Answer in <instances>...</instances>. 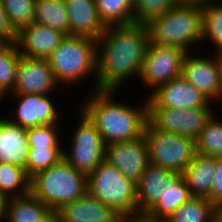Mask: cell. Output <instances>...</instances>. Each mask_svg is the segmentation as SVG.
<instances>
[{
  "label": "cell",
  "mask_w": 222,
  "mask_h": 222,
  "mask_svg": "<svg viewBox=\"0 0 222 222\" xmlns=\"http://www.w3.org/2000/svg\"><path fill=\"white\" fill-rule=\"evenodd\" d=\"M216 59L219 67L220 98H222V53L216 54Z\"/></svg>",
  "instance_id": "ab89813d"
},
{
  "label": "cell",
  "mask_w": 222,
  "mask_h": 222,
  "mask_svg": "<svg viewBox=\"0 0 222 222\" xmlns=\"http://www.w3.org/2000/svg\"><path fill=\"white\" fill-rule=\"evenodd\" d=\"M36 222H60L59 214L57 210L49 209L43 216Z\"/></svg>",
  "instance_id": "74e56055"
},
{
  "label": "cell",
  "mask_w": 222,
  "mask_h": 222,
  "mask_svg": "<svg viewBox=\"0 0 222 222\" xmlns=\"http://www.w3.org/2000/svg\"><path fill=\"white\" fill-rule=\"evenodd\" d=\"M215 205L204 197H192L163 222H212Z\"/></svg>",
  "instance_id": "d4e9b609"
},
{
  "label": "cell",
  "mask_w": 222,
  "mask_h": 222,
  "mask_svg": "<svg viewBox=\"0 0 222 222\" xmlns=\"http://www.w3.org/2000/svg\"><path fill=\"white\" fill-rule=\"evenodd\" d=\"M62 148L29 149L25 171L29 178L44 171L63 158Z\"/></svg>",
  "instance_id": "1f68e13d"
},
{
  "label": "cell",
  "mask_w": 222,
  "mask_h": 222,
  "mask_svg": "<svg viewBox=\"0 0 222 222\" xmlns=\"http://www.w3.org/2000/svg\"><path fill=\"white\" fill-rule=\"evenodd\" d=\"M144 137L150 163L172 172L182 174L195 154V142L191 138L158 130L149 121Z\"/></svg>",
  "instance_id": "52a82bcc"
},
{
  "label": "cell",
  "mask_w": 222,
  "mask_h": 222,
  "mask_svg": "<svg viewBox=\"0 0 222 222\" xmlns=\"http://www.w3.org/2000/svg\"><path fill=\"white\" fill-rule=\"evenodd\" d=\"M186 53L181 48L149 43L139 75L141 80L150 88L152 86L154 91L158 86L181 76Z\"/></svg>",
  "instance_id": "30bf717a"
},
{
  "label": "cell",
  "mask_w": 222,
  "mask_h": 222,
  "mask_svg": "<svg viewBox=\"0 0 222 222\" xmlns=\"http://www.w3.org/2000/svg\"><path fill=\"white\" fill-rule=\"evenodd\" d=\"M8 21L17 33L34 21L35 0H0Z\"/></svg>",
  "instance_id": "4dcf8cb0"
},
{
  "label": "cell",
  "mask_w": 222,
  "mask_h": 222,
  "mask_svg": "<svg viewBox=\"0 0 222 222\" xmlns=\"http://www.w3.org/2000/svg\"><path fill=\"white\" fill-rule=\"evenodd\" d=\"M190 198L192 196L183 174L172 172L167 177L164 196L147 213L154 220L163 222Z\"/></svg>",
  "instance_id": "7402d4cb"
},
{
  "label": "cell",
  "mask_w": 222,
  "mask_h": 222,
  "mask_svg": "<svg viewBox=\"0 0 222 222\" xmlns=\"http://www.w3.org/2000/svg\"><path fill=\"white\" fill-rule=\"evenodd\" d=\"M213 115L210 107L190 109L148 108V121L158 130L180 134L195 141Z\"/></svg>",
  "instance_id": "9c48e42d"
},
{
  "label": "cell",
  "mask_w": 222,
  "mask_h": 222,
  "mask_svg": "<svg viewBox=\"0 0 222 222\" xmlns=\"http://www.w3.org/2000/svg\"><path fill=\"white\" fill-rule=\"evenodd\" d=\"M69 15V35L98 40L106 26L100 20L95 0H65Z\"/></svg>",
  "instance_id": "ac0fdd59"
},
{
  "label": "cell",
  "mask_w": 222,
  "mask_h": 222,
  "mask_svg": "<svg viewBox=\"0 0 222 222\" xmlns=\"http://www.w3.org/2000/svg\"><path fill=\"white\" fill-rule=\"evenodd\" d=\"M34 22L69 35V15L65 0H35Z\"/></svg>",
  "instance_id": "603a6c76"
},
{
  "label": "cell",
  "mask_w": 222,
  "mask_h": 222,
  "mask_svg": "<svg viewBox=\"0 0 222 222\" xmlns=\"http://www.w3.org/2000/svg\"><path fill=\"white\" fill-rule=\"evenodd\" d=\"M57 124H46L27 129L29 149L37 148H61L59 137L56 134Z\"/></svg>",
  "instance_id": "836d02e7"
},
{
  "label": "cell",
  "mask_w": 222,
  "mask_h": 222,
  "mask_svg": "<svg viewBox=\"0 0 222 222\" xmlns=\"http://www.w3.org/2000/svg\"><path fill=\"white\" fill-rule=\"evenodd\" d=\"M29 153L27 129L0 118V163L26 168Z\"/></svg>",
  "instance_id": "d6986e66"
},
{
  "label": "cell",
  "mask_w": 222,
  "mask_h": 222,
  "mask_svg": "<svg viewBox=\"0 0 222 222\" xmlns=\"http://www.w3.org/2000/svg\"><path fill=\"white\" fill-rule=\"evenodd\" d=\"M87 192L120 215L138 212L137 184L106 160L87 176Z\"/></svg>",
  "instance_id": "8992f818"
},
{
  "label": "cell",
  "mask_w": 222,
  "mask_h": 222,
  "mask_svg": "<svg viewBox=\"0 0 222 222\" xmlns=\"http://www.w3.org/2000/svg\"><path fill=\"white\" fill-rule=\"evenodd\" d=\"M215 216L222 221V200L215 205Z\"/></svg>",
  "instance_id": "60d3db41"
},
{
  "label": "cell",
  "mask_w": 222,
  "mask_h": 222,
  "mask_svg": "<svg viewBox=\"0 0 222 222\" xmlns=\"http://www.w3.org/2000/svg\"><path fill=\"white\" fill-rule=\"evenodd\" d=\"M210 0H178L179 3H201L207 2Z\"/></svg>",
  "instance_id": "b9f144b4"
},
{
  "label": "cell",
  "mask_w": 222,
  "mask_h": 222,
  "mask_svg": "<svg viewBox=\"0 0 222 222\" xmlns=\"http://www.w3.org/2000/svg\"><path fill=\"white\" fill-rule=\"evenodd\" d=\"M81 114L82 120L72 138V152L63 151V158L88 176L105 160V144L95 125Z\"/></svg>",
  "instance_id": "ba28073f"
},
{
  "label": "cell",
  "mask_w": 222,
  "mask_h": 222,
  "mask_svg": "<svg viewBox=\"0 0 222 222\" xmlns=\"http://www.w3.org/2000/svg\"><path fill=\"white\" fill-rule=\"evenodd\" d=\"M49 208L31 193L8 198L6 217L8 222H36Z\"/></svg>",
  "instance_id": "cb8c5ba5"
},
{
  "label": "cell",
  "mask_w": 222,
  "mask_h": 222,
  "mask_svg": "<svg viewBox=\"0 0 222 222\" xmlns=\"http://www.w3.org/2000/svg\"><path fill=\"white\" fill-rule=\"evenodd\" d=\"M178 3V0H134V23L146 24Z\"/></svg>",
  "instance_id": "d6a6232c"
},
{
  "label": "cell",
  "mask_w": 222,
  "mask_h": 222,
  "mask_svg": "<svg viewBox=\"0 0 222 222\" xmlns=\"http://www.w3.org/2000/svg\"><path fill=\"white\" fill-rule=\"evenodd\" d=\"M212 222H222V221H220V220L215 216Z\"/></svg>",
  "instance_id": "7bdbcfd3"
},
{
  "label": "cell",
  "mask_w": 222,
  "mask_h": 222,
  "mask_svg": "<svg viewBox=\"0 0 222 222\" xmlns=\"http://www.w3.org/2000/svg\"><path fill=\"white\" fill-rule=\"evenodd\" d=\"M189 52L182 62L181 76L210 101L220 99L219 67L217 59L190 57Z\"/></svg>",
  "instance_id": "9a60e30c"
},
{
  "label": "cell",
  "mask_w": 222,
  "mask_h": 222,
  "mask_svg": "<svg viewBox=\"0 0 222 222\" xmlns=\"http://www.w3.org/2000/svg\"><path fill=\"white\" fill-rule=\"evenodd\" d=\"M195 142V152L208 156H222V122L214 114L206 122Z\"/></svg>",
  "instance_id": "f1b7e54d"
},
{
  "label": "cell",
  "mask_w": 222,
  "mask_h": 222,
  "mask_svg": "<svg viewBox=\"0 0 222 222\" xmlns=\"http://www.w3.org/2000/svg\"><path fill=\"white\" fill-rule=\"evenodd\" d=\"M65 36L63 32L33 21L16 33L15 43L21 56L47 59Z\"/></svg>",
  "instance_id": "5bb4252c"
},
{
  "label": "cell",
  "mask_w": 222,
  "mask_h": 222,
  "mask_svg": "<svg viewBox=\"0 0 222 222\" xmlns=\"http://www.w3.org/2000/svg\"><path fill=\"white\" fill-rule=\"evenodd\" d=\"M115 91L95 90L90 100L81 108L95 125L105 145L124 142L144 136L148 122V99L141 108L113 102Z\"/></svg>",
  "instance_id": "7a4b0ae2"
},
{
  "label": "cell",
  "mask_w": 222,
  "mask_h": 222,
  "mask_svg": "<svg viewBox=\"0 0 222 222\" xmlns=\"http://www.w3.org/2000/svg\"><path fill=\"white\" fill-rule=\"evenodd\" d=\"M87 192V176L62 158L30 178V193L51 210L79 199Z\"/></svg>",
  "instance_id": "277c9868"
},
{
  "label": "cell",
  "mask_w": 222,
  "mask_h": 222,
  "mask_svg": "<svg viewBox=\"0 0 222 222\" xmlns=\"http://www.w3.org/2000/svg\"><path fill=\"white\" fill-rule=\"evenodd\" d=\"M57 84L47 59L20 56L13 94H49Z\"/></svg>",
  "instance_id": "4fadbf2b"
},
{
  "label": "cell",
  "mask_w": 222,
  "mask_h": 222,
  "mask_svg": "<svg viewBox=\"0 0 222 222\" xmlns=\"http://www.w3.org/2000/svg\"><path fill=\"white\" fill-rule=\"evenodd\" d=\"M20 56L15 42H0V97L14 89Z\"/></svg>",
  "instance_id": "4316f807"
},
{
  "label": "cell",
  "mask_w": 222,
  "mask_h": 222,
  "mask_svg": "<svg viewBox=\"0 0 222 222\" xmlns=\"http://www.w3.org/2000/svg\"><path fill=\"white\" fill-rule=\"evenodd\" d=\"M105 160L137 184L150 163L145 137L105 145Z\"/></svg>",
  "instance_id": "8fae6325"
},
{
  "label": "cell",
  "mask_w": 222,
  "mask_h": 222,
  "mask_svg": "<svg viewBox=\"0 0 222 222\" xmlns=\"http://www.w3.org/2000/svg\"><path fill=\"white\" fill-rule=\"evenodd\" d=\"M149 43L146 24L107 26L97 40L94 90L115 91L125 79L139 76Z\"/></svg>",
  "instance_id": "6da1fadb"
},
{
  "label": "cell",
  "mask_w": 222,
  "mask_h": 222,
  "mask_svg": "<svg viewBox=\"0 0 222 222\" xmlns=\"http://www.w3.org/2000/svg\"><path fill=\"white\" fill-rule=\"evenodd\" d=\"M16 32L11 27L0 1V42H15Z\"/></svg>",
  "instance_id": "d590c367"
},
{
  "label": "cell",
  "mask_w": 222,
  "mask_h": 222,
  "mask_svg": "<svg viewBox=\"0 0 222 222\" xmlns=\"http://www.w3.org/2000/svg\"><path fill=\"white\" fill-rule=\"evenodd\" d=\"M100 20L107 26L134 23V0H95Z\"/></svg>",
  "instance_id": "484cf974"
},
{
  "label": "cell",
  "mask_w": 222,
  "mask_h": 222,
  "mask_svg": "<svg viewBox=\"0 0 222 222\" xmlns=\"http://www.w3.org/2000/svg\"><path fill=\"white\" fill-rule=\"evenodd\" d=\"M21 98L16 110V120L10 119L22 128H34L56 124L57 111L47 94H15Z\"/></svg>",
  "instance_id": "2e32d148"
},
{
  "label": "cell",
  "mask_w": 222,
  "mask_h": 222,
  "mask_svg": "<svg viewBox=\"0 0 222 222\" xmlns=\"http://www.w3.org/2000/svg\"><path fill=\"white\" fill-rule=\"evenodd\" d=\"M192 197H204L211 201V189L215 175V157L195 152L191 163L182 173Z\"/></svg>",
  "instance_id": "44dd1931"
},
{
  "label": "cell",
  "mask_w": 222,
  "mask_h": 222,
  "mask_svg": "<svg viewBox=\"0 0 222 222\" xmlns=\"http://www.w3.org/2000/svg\"><path fill=\"white\" fill-rule=\"evenodd\" d=\"M210 100L182 76L158 86L148 97V108L209 107Z\"/></svg>",
  "instance_id": "7c38bea8"
},
{
  "label": "cell",
  "mask_w": 222,
  "mask_h": 222,
  "mask_svg": "<svg viewBox=\"0 0 222 222\" xmlns=\"http://www.w3.org/2000/svg\"><path fill=\"white\" fill-rule=\"evenodd\" d=\"M171 170L149 163L137 183L138 212L147 213L165 194Z\"/></svg>",
  "instance_id": "ffe728a7"
},
{
  "label": "cell",
  "mask_w": 222,
  "mask_h": 222,
  "mask_svg": "<svg viewBox=\"0 0 222 222\" xmlns=\"http://www.w3.org/2000/svg\"><path fill=\"white\" fill-rule=\"evenodd\" d=\"M47 60L58 83L73 85L89 73L96 76L97 40L66 35Z\"/></svg>",
  "instance_id": "5b68a950"
},
{
  "label": "cell",
  "mask_w": 222,
  "mask_h": 222,
  "mask_svg": "<svg viewBox=\"0 0 222 222\" xmlns=\"http://www.w3.org/2000/svg\"><path fill=\"white\" fill-rule=\"evenodd\" d=\"M18 187L20 191L16 193L15 191L19 190ZM12 190H14V194H11ZM0 192L7 198L29 194L30 178L25 169L11 163H0Z\"/></svg>",
  "instance_id": "83f0119b"
},
{
  "label": "cell",
  "mask_w": 222,
  "mask_h": 222,
  "mask_svg": "<svg viewBox=\"0 0 222 222\" xmlns=\"http://www.w3.org/2000/svg\"><path fill=\"white\" fill-rule=\"evenodd\" d=\"M210 0L202 4L203 10V39H211L218 48L217 53H222V5Z\"/></svg>",
  "instance_id": "f546056e"
},
{
  "label": "cell",
  "mask_w": 222,
  "mask_h": 222,
  "mask_svg": "<svg viewBox=\"0 0 222 222\" xmlns=\"http://www.w3.org/2000/svg\"><path fill=\"white\" fill-rule=\"evenodd\" d=\"M222 200V156L215 157V175L211 189V202L216 205Z\"/></svg>",
  "instance_id": "e575fe53"
},
{
  "label": "cell",
  "mask_w": 222,
  "mask_h": 222,
  "mask_svg": "<svg viewBox=\"0 0 222 222\" xmlns=\"http://www.w3.org/2000/svg\"><path fill=\"white\" fill-rule=\"evenodd\" d=\"M60 222H116L118 214L86 192L82 197L58 210Z\"/></svg>",
  "instance_id": "e0dca14e"
},
{
  "label": "cell",
  "mask_w": 222,
  "mask_h": 222,
  "mask_svg": "<svg viewBox=\"0 0 222 222\" xmlns=\"http://www.w3.org/2000/svg\"><path fill=\"white\" fill-rule=\"evenodd\" d=\"M116 222H158L148 213L137 212L132 214H122L117 217Z\"/></svg>",
  "instance_id": "8d00e7d4"
},
{
  "label": "cell",
  "mask_w": 222,
  "mask_h": 222,
  "mask_svg": "<svg viewBox=\"0 0 222 222\" xmlns=\"http://www.w3.org/2000/svg\"><path fill=\"white\" fill-rule=\"evenodd\" d=\"M201 3H178L162 16L146 23L152 44L173 46L186 52L189 45L203 39Z\"/></svg>",
  "instance_id": "3957f363"
},
{
  "label": "cell",
  "mask_w": 222,
  "mask_h": 222,
  "mask_svg": "<svg viewBox=\"0 0 222 222\" xmlns=\"http://www.w3.org/2000/svg\"><path fill=\"white\" fill-rule=\"evenodd\" d=\"M8 198L0 192V221L6 217V205Z\"/></svg>",
  "instance_id": "f35d334b"
}]
</instances>
